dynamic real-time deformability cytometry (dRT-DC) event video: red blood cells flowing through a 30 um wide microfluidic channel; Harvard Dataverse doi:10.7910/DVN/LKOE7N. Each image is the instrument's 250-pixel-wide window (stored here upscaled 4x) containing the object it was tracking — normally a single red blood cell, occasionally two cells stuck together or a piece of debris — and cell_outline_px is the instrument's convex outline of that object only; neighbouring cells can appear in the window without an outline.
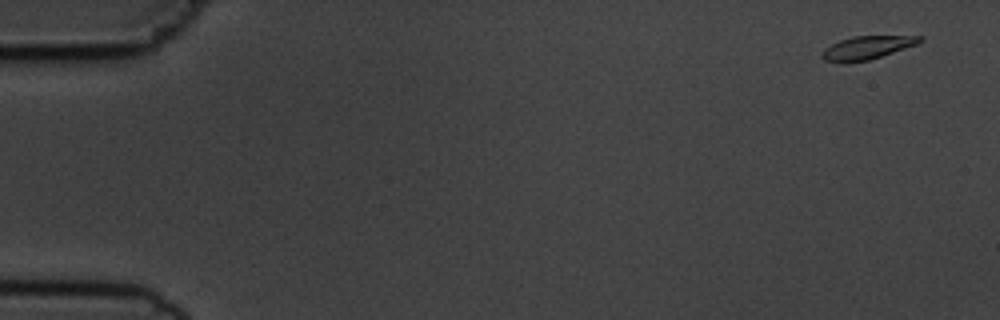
{"species": "common noctule bat (a hibernating species)", "species_latin": "Nyctalus noctula", "temperature_condition": "cold", "stored_images_in_passage": 5, "camera_frame_rate_fps": 3000, "um_per_image_px": 0.085, "animal": {"sex": "male", "body_mass_g": 19.5, "forearm_length_mm": 54.6}, "frame": {"image": 1, "passage_image": 1, "time_ms": 0.0, "image_size_px": [1000, 320], "cell_outline_px": [[924, 40], [916, 44], [868, 60], [844, 64], [840, 64], [824, 60], [820, 56], [824, 48], [840, 40], [852, 36], [924, 36]], "centroid_in_image_um": [73.62, 4.07], "position_along_channel_um": 11.4, "area_um2": 13.29}}
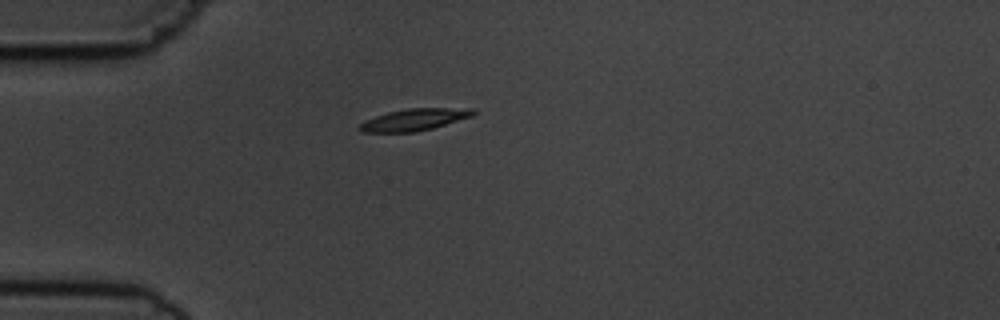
{"frame": {"image": 2, "passage_image": 4, "time_ms": 4.333, "image_size_px": [1000, 320], "cell_outline_px": [[476, 112], [472, 116], [432, 128], [412, 132], [360, 132], [356, 128], [364, 120], [388, 112], [408, 108], [476, 108]], "centroid_in_image_um": [35.19, 10.16], "position_along_channel_um": 49.8, "area_um2": 14.45}}